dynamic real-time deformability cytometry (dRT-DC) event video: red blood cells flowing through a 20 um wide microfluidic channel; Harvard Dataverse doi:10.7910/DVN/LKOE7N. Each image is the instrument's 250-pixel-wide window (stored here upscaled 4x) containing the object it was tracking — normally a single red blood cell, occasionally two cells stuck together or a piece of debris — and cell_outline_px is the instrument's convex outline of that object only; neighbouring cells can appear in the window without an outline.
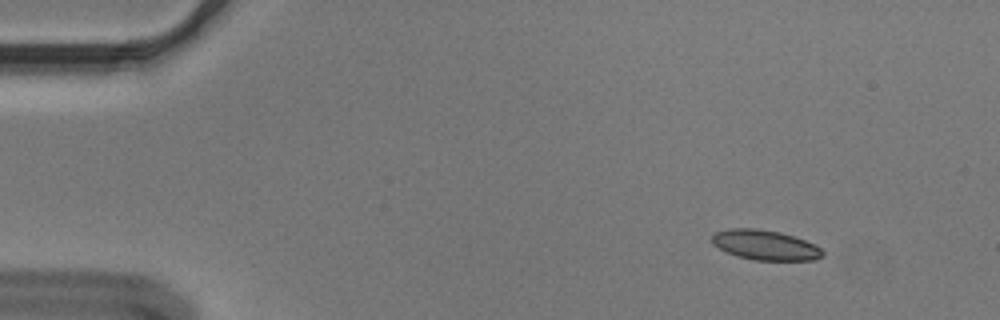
{"species": "Egyptian fruit bat (a non-hibernating species)", "species_latin": "Rousettus aegyptiacus", "temperature_condition": "cold", "stored_images_in_passage": 55, "camera_frame_rate_fps": 3000, "um_per_image_px": 0.085, "animal": {"sex": "male"}, "frame": {"image": 1, "passage_image": 6, "time_ms": 1.667, "image_size_px": [1000, 320], "cell_outline_px": [[824, 256], [816, 260], [752, 260], [736, 256], [712, 244], [712, 236], [716, 232], [728, 228], [756, 228], [780, 232], [816, 244], [824, 252]], "centroid_in_image_um": [65.06, 20.83], "position_along_channel_um": 19.9, "area_um2": 19.36}}
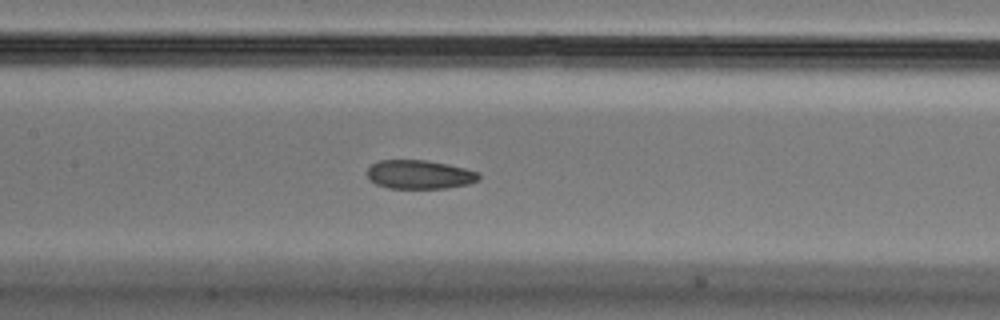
{"frame": {"image": 2, "passage_image": 26, "time_ms": 8.333, "image_size_px": [1000, 320], "cell_outline_px": [[480, 180], [468, 184], [444, 188], [388, 188], [376, 184], [364, 172], [372, 164], [380, 160], [428, 160], [448, 164], [480, 172]], "centroid_in_image_um": [35.67, 14.83], "position_along_channel_um": 171.7, "area_um2": 18.84}}
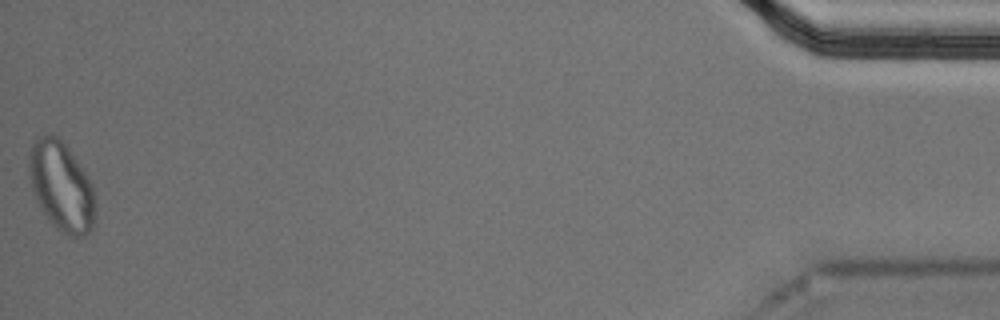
{"frame": {"image": 3, "passage_image": 55, "time_ms": 18.0, "image_size_px": [1000, 320], "cell_outline_px": [[96, 216], [92, 228], [84, 236], [68, 236], [60, 232], [48, 220], [36, 200], [32, 188], [28, 168], [28, 156], [32, 144], [36, 136], [56, 136], [68, 148], [88, 176], [92, 184], [96, 196]], "centroid_in_image_um": [5.24, 15.88], "position_along_channel_um": 430.0, "area_um2": 34.74}, "authors_computed_cell_mechanics": {"area_um2": 20.0566, "velocity_mm_per_s": 3.619, "shape_relaxation_time_tau1_ms": null, "shape_relaxation_time_tau2_ms": 4.1261, "deformation_change_tau1": null, "deformation_change_tau2": 0.0672}}